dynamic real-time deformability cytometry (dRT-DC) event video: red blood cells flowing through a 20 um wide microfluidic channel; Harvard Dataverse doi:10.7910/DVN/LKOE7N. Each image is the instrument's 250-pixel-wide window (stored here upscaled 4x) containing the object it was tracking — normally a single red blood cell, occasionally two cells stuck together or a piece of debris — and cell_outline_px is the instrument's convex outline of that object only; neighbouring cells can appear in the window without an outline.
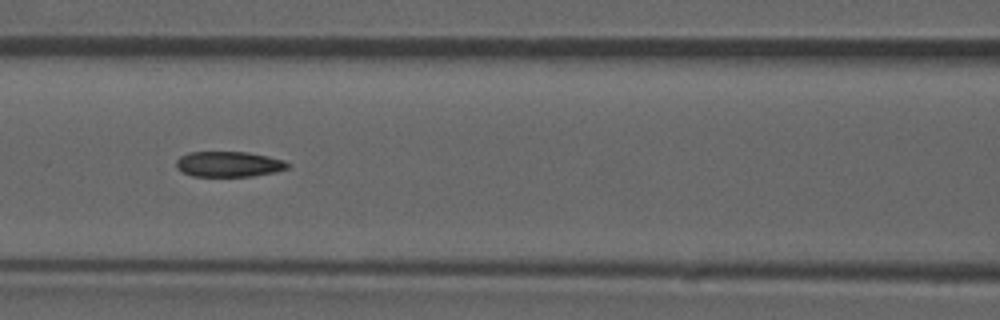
{"species": "common noctule bat (a hibernating species)", "species_latin": "Nyctalus noctula", "temperature_condition": "room temperature", "stored_images_in_passage": 52, "camera_frame_rate_fps": 3000, "um_per_image_px": 0.085, "animal": {"sex": "male", "forearm_length_mm": 52.5}, "frame": {"image": 1, "passage_image": 23, "time_ms": 7.333, "image_size_px": [1000, 320], "cell_outline_px": [[292, 164], [288, 168], [276, 172], [252, 176], [192, 176], [176, 168], [176, 160], [180, 156], [188, 152], [248, 152], [268, 156], [284, 160]], "centroid_in_image_um": [19.47, 13.95], "position_along_channel_um": 147.1, "area_um2": 16.65}, "authors_computed_cell_mechanics": {"area_um2": 17.6868, "velocity_mm_per_s": 3.9401, "shape_relaxation_time_tau1_ms": null, "shape_relaxation_time_tau2_ms": 2.9048, "deformation_change_tau1": null, "deformation_change_tau2": 0.0935}}